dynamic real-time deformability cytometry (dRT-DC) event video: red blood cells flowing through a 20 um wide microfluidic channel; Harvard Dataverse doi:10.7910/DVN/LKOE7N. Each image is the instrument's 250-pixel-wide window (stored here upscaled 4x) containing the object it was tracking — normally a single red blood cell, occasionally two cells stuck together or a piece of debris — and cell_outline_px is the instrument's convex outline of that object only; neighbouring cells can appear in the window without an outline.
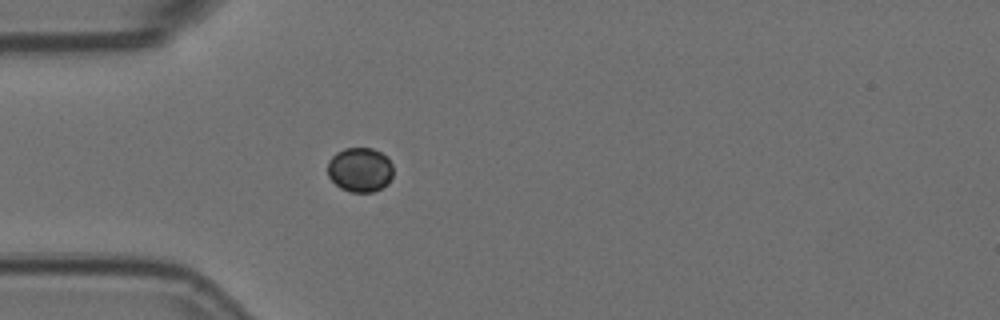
{"species": "Egyptian fruit bat (a non-hibernating species)", "species_latin": "Rousettus aegyptiacus", "temperature_condition": "room temperature", "stored_images_in_passage": 1, "camera_frame_rate_fps": 3000, "um_per_image_px": 0.085, "animal": {"sex": "female"}, "frame": {"image": 1, "passage_image": 1, "time_ms": 0.0, "image_size_px": [1000, 320], "cell_outline_px": [[392, 176], [388, 184], [372, 192], [348, 192], [340, 188], [328, 176], [328, 160], [336, 152], [344, 148], [372, 148], [388, 156], [392, 164]], "centroid_in_image_um": [30.6, 14.42], "position_along_channel_um": 54.4, "area_um2": 17.17}}